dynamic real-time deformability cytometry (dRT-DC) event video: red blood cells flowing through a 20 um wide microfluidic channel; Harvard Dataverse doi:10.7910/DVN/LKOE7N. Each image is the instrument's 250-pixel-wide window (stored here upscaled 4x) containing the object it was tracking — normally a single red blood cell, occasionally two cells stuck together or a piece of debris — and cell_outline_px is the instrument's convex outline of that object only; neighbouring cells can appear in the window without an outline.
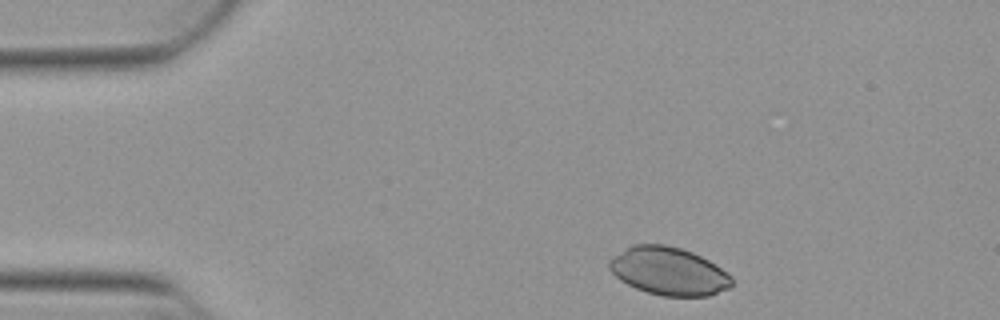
{"species": "Egyptian fruit bat (a non-hibernating species)", "species_latin": "Rousettus aegyptiacus", "temperature_condition": "warm", "stored_images_in_passage": 37, "camera_frame_rate_fps": 3000, "um_per_image_px": 0.085, "animal": {"sex": "female"}, "frame": {"image": 1, "passage_image": 1, "time_ms": 0.0, "image_size_px": [1000, 320], "cell_outline_px": [[732, 284], [728, 288], [708, 296], [664, 296], [648, 292], [636, 288], [620, 280], [608, 268], [608, 260], [612, 256], [632, 244], [664, 244], [680, 248], [692, 252], [716, 264], [732, 276]], "centroid_in_image_um": [56.82, 23.04], "position_along_channel_um": 28.2, "area_um2": 34.22}}
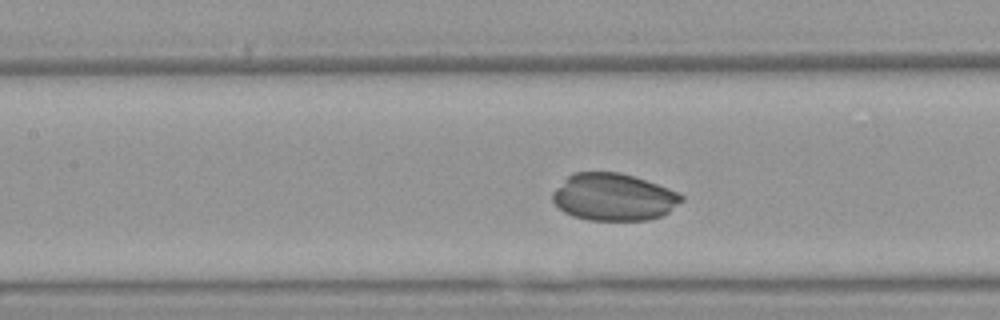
{"frame": {"image": 2, "passage_image": 16, "time_ms": 5.0, "image_size_px": [1000, 320], "cell_outline_px": [[684, 200], [668, 212], [660, 216], [648, 220], [588, 220], [572, 216], [564, 212], [552, 200], [552, 192], [572, 172], [620, 172], [680, 192], [684, 196]], "centroid_in_image_um": [52.16, 16.75], "position_along_channel_um": 155.2, "area_um2": 35.43}}
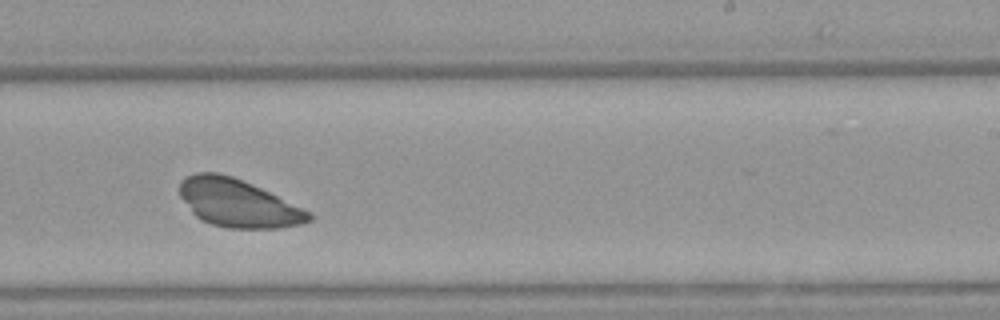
{"frame": {"image": 3, "passage_image": 25, "time_ms": 8.0, "image_size_px": [1000, 320], "cell_outline_px": [[312, 220], [300, 224], [276, 228], [224, 228], [200, 220], [192, 212], [180, 196], [180, 180], [184, 176], [196, 172], [216, 172], [232, 176], [252, 184], [312, 212]], "centroid_in_image_um": [20.21, 17.26], "position_along_channel_um": 268.8, "area_um2": 36.07}}